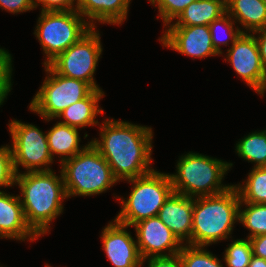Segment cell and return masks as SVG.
<instances>
[{
    "mask_svg": "<svg viewBox=\"0 0 266 267\" xmlns=\"http://www.w3.org/2000/svg\"><path fill=\"white\" fill-rule=\"evenodd\" d=\"M152 139L151 127L107 119L100 125V140L94 138L90 142L106 159L114 177L120 181L143 176L154 170L151 168Z\"/></svg>",
    "mask_w": 266,
    "mask_h": 267,
    "instance_id": "1",
    "label": "cell"
},
{
    "mask_svg": "<svg viewBox=\"0 0 266 267\" xmlns=\"http://www.w3.org/2000/svg\"><path fill=\"white\" fill-rule=\"evenodd\" d=\"M15 185L27 224L38 235L49 233L51 222L63 213L62 202L67 199L62 172L53 170L25 172L16 175Z\"/></svg>",
    "mask_w": 266,
    "mask_h": 267,
    "instance_id": "2",
    "label": "cell"
},
{
    "mask_svg": "<svg viewBox=\"0 0 266 267\" xmlns=\"http://www.w3.org/2000/svg\"><path fill=\"white\" fill-rule=\"evenodd\" d=\"M240 196L233 185L226 191L194 198L191 239L193 246H210L228 239L239 221Z\"/></svg>",
    "mask_w": 266,
    "mask_h": 267,
    "instance_id": "3",
    "label": "cell"
},
{
    "mask_svg": "<svg viewBox=\"0 0 266 267\" xmlns=\"http://www.w3.org/2000/svg\"><path fill=\"white\" fill-rule=\"evenodd\" d=\"M232 163L199 153L189 152L177 162V172L169 174L173 191L190 198L222 193L233 185H223L222 179Z\"/></svg>",
    "mask_w": 266,
    "mask_h": 267,
    "instance_id": "4",
    "label": "cell"
},
{
    "mask_svg": "<svg viewBox=\"0 0 266 267\" xmlns=\"http://www.w3.org/2000/svg\"><path fill=\"white\" fill-rule=\"evenodd\" d=\"M60 164L67 198L97 195L119 182L106 159L91 142L74 157Z\"/></svg>",
    "mask_w": 266,
    "mask_h": 267,
    "instance_id": "5",
    "label": "cell"
},
{
    "mask_svg": "<svg viewBox=\"0 0 266 267\" xmlns=\"http://www.w3.org/2000/svg\"><path fill=\"white\" fill-rule=\"evenodd\" d=\"M125 181L132 184V189L129 197L125 198L127 200L118 197L122 209L115 220L128 227L143 219L158 216L165 200L173 192L169 173H161L155 169Z\"/></svg>",
    "mask_w": 266,
    "mask_h": 267,
    "instance_id": "6",
    "label": "cell"
},
{
    "mask_svg": "<svg viewBox=\"0 0 266 267\" xmlns=\"http://www.w3.org/2000/svg\"><path fill=\"white\" fill-rule=\"evenodd\" d=\"M37 23L34 34L46 54L44 66L49 65L93 28L77 10L44 11Z\"/></svg>",
    "mask_w": 266,
    "mask_h": 267,
    "instance_id": "7",
    "label": "cell"
},
{
    "mask_svg": "<svg viewBox=\"0 0 266 267\" xmlns=\"http://www.w3.org/2000/svg\"><path fill=\"white\" fill-rule=\"evenodd\" d=\"M45 77L39 91L33 97L29 110L50 121L68 106L87 97L94 88L81 80L57 74L49 65H45Z\"/></svg>",
    "mask_w": 266,
    "mask_h": 267,
    "instance_id": "8",
    "label": "cell"
},
{
    "mask_svg": "<svg viewBox=\"0 0 266 267\" xmlns=\"http://www.w3.org/2000/svg\"><path fill=\"white\" fill-rule=\"evenodd\" d=\"M8 126L16 174H20V165L27 170L26 172L52 170L49 166L54 160L49 151L46 133L32 123L27 124L19 120H11Z\"/></svg>",
    "mask_w": 266,
    "mask_h": 267,
    "instance_id": "9",
    "label": "cell"
},
{
    "mask_svg": "<svg viewBox=\"0 0 266 267\" xmlns=\"http://www.w3.org/2000/svg\"><path fill=\"white\" fill-rule=\"evenodd\" d=\"M93 27L78 42L55 58L49 66L59 75L89 83L100 89L94 79L97 63L102 54L99 31Z\"/></svg>",
    "mask_w": 266,
    "mask_h": 267,
    "instance_id": "10",
    "label": "cell"
},
{
    "mask_svg": "<svg viewBox=\"0 0 266 267\" xmlns=\"http://www.w3.org/2000/svg\"><path fill=\"white\" fill-rule=\"evenodd\" d=\"M226 57L227 59L224 60L232 65L242 80L260 96H264L266 91V68L261 61L255 37L250 33H242L231 44Z\"/></svg>",
    "mask_w": 266,
    "mask_h": 267,
    "instance_id": "11",
    "label": "cell"
},
{
    "mask_svg": "<svg viewBox=\"0 0 266 267\" xmlns=\"http://www.w3.org/2000/svg\"><path fill=\"white\" fill-rule=\"evenodd\" d=\"M133 226L142 260L151 257L171 256L181 251L183 244L158 216L143 219Z\"/></svg>",
    "mask_w": 266,
    "mask_h": 267,
    "instance_id": "12",
    "label": "cell"
},
{
    "mask_svg": "<svg viewBox=\"0 0 266 267\" xmlns=\"http://www.w3.org/2000/svg\"><path fill=\"white\" fill-rule=\"evenodd\" d=\"M160 39L164 47L195 58L219 55L213 48L207 25L168 26Z\"/></svg>",
    "mask_w": 266,
    "mask_h": 267,
    "instance_id": "13",
    "label": "cell"
},
{
    "mask_svg": "<svg viewBox=\"0 0 266 267\" xmlns=\"http://www.w3.org/2000/svg\"><path fill=\"white\" fill-rule=\"evenodd\" d=\"M128 226L115 219L102 230L103 250L114 267H141L137 241L127 231Z\"/></svg>",
    "mask_w": 266,
    "mask_h": 267,
    "instance_id": "14",
    "label": "cell"
},
{
    "mask_svg": "<svg viewBox=\"0 0 266 267\" xmlns=\"http://www.w3.org/2000/svg\"><path fill=\"white\" fill-rule=\"evenodd\" d=\"M193 205L194 198L173 191L158 213L160 220L182 244L191 239Z\"/></svg>",
    "mask_w": 266,
    "mask_h": 267,
    "instance_id": "15",
    "label": "cell"
},
{
    "mask_svg": "<svg viewBox=\"0 0 266 267\" xmlns=\"http://www.w3.org/2000/svg\"><path fill=\"white\" fill-rule=\"evenodd\" d=\"M38 237L26 222L19 195L0 190V238L33 242Z\"/></svg>",
    "mask_w": 266,
    "mask_h": 267,
    "instance_id": "16",
    "label": "cell"
},
{
    "mask_svg": "<svg viewBox=\"0 0 266 267\" xmlns=\"http://www.w3.org/2000/svg\"><path fill=\"white\" fill-rule=\"evenodd\" d=\"M130 1L131 0H77L76 10L83 17L88 18V23L92 27H96L95 23L97 21L102 24L120 25L127 19Z\"/></svg>",
    "mask_w": 266,
    "mask_h": 267,
    "instance_id": "17",
    "label": "cell"
},
{
    "mask_svg": "<svg viewBox=\"0 0 266 267\" xmlns=\"http://www.w3.org/2000/svg\"><path fill=\"white\" fill-rule=\"evenodd\" d=\"M104 95L102 89H94L87 97L60 112L56 118H64L59 122L78 129L99 125L100 123L95 118L97 114H103L104 110L99 108L98 102Z\"/></svg>",
    "mask_w": 266,
    "mask_h": 267,
    "instance_id": "18",
    "label": "cell"
},
{
    "mask_svg": "<svg viewBox=\"0 0 266 267\" xmlns=\"http://www.w3.org/2000/svg\"><path fill=\"white\" fill-rule=\"evenodd\" d=\"M226 12L246 29L245 33L266 27V4L262 0H226Z\"/></svg>",
    "mask_w": 266,
    "mask_h": 267,
    "instance_id": "19",
    "label": "cell"
},
{
    "mask_svg": "<svg viewBox=\"0 0 266 267\" xmlns=\"http://www.w3.org/2000/svg\"><path fill=\"white\" fill-rule=\"evenodd\" d=\"M226 13V0H196L167 26H209L215 19Z\"/></svg>",
    "mask_w": 266,
    "mask_h": 267,
    "instance_id": "20",
    "label": "cell"
},
{
    "mask_svg": "<svg viewBox=\"0 0 266 267\" xmlns=\"http://www.w3.org/2000/svg\"><path fill=\"white\" fill-rule=\"evenodd\" d=\"M78 128L57 122L46 133L49 151L54 159L57 154L60 156V163L74 157L82 151L88 144L80 147V137Z\"/></svg>",
    "mask_w": 266,
    "mask_h": 267,
    "instance_id": "21",
    "label": "cell"
},
{
    "mask_svg": "<svg viewBox=\"0 0 266 267\" xmlns=\"http://www.w3.org/2000/svg\"><path fill=\"white\" fill-rule=\"evenodd\" d=\"M239 157L254 162V168L266 167V130L244 136L235 146Z\"/></svg>",
    "mask_w": 266,
    "mask_h": 267,
    "instance_id": "22",
    "label": "cell"
},
{
    "mask_svg": "<svg viewBox=\"0 0 266 267\" xmlns=\"http://www.w3.org/2000/svg\"><path fill=\"white\" fill-rule=\"evenodd\" d=\"M244 183L234 185L240 203L266 204V167H253Z\"/></svg>",
    "mask_w": 266,
    "mask_h": 267,
    "instance_id": "23",
    "label": "cell"
},
{
    "mask_svg": "<svg viewBox=\"0 0 266 267\" xmlns=\"http://www.w3.org/2000/svg\"><path fill=\"white\" fill-rule=\"evenodd\" d=\"M242 205H246L243 210ZM238 222L250 231L249 239L266 234V204L240 203Z\"/></svg>",
    "mask_w": 266,
    "mask_h": 267,
    "instance_id": "24",
    "label": "cell"
},
{
    "mask_svg": "<svg viewBox=\"0 0 266 267\" xmlns=\"http://www.w3.org/2000/svg\"><path fill=\"white\" fill-rule=\"evenodd\" d=\"M179 256L182 267H224L221 260L204 246L183 244Z\"/></svg>",
    "mask_w": 266,
    "mask_h": 267,
    "instance_id": "25",
    "label": "cell"
},
{
    "mask_svg": "<svg viewBox=\"0 0 266 267\" xmlns=\"http://www.w3.org/2000/svg\"><path fill=\"white\" fill-rule=\"evenodd\" d=\"M234 23L236 22L226 12L218 19H215L208 26L210 30L213 48L219 55H222L223 53L221 50V45L228 46L229 41L233 44L242 33H245V30L238 28V26L237 28H234L233 27ZM219 27L220 28L223 27V29H225V32L227 31L226 32V35L228 36V38L226 37L227 39L226 38L222 39V37H218L216 32Z\"/></svg>",
    "mask_w": 266,
    "mask_h": 267,
    "instance_id": "26",
    "label": "cell"
},
{
    "mask_svg": "<svg viewBox=\"0 0 266 267\" xmlns=\"http://www.w3.org/2000/svg\"><path fill=\"white\" fill-rule=\"evenodd\" d=\"M252 256L250 239H236L225 249L223 261L227 267H249Z\"/></svg>",
    "mask_w": 266,
    "mask_h": 267,
    "instance_id": "27",
    "label": "cell"
},
{
    "mask_svg": "<svg viewBox=\"0 0 266 267\" xmlns=\"http://www.w3.org/2000/svg\"><path fill=\"white\" fill-rule=\"evenodd\" d=\"M194 1L196 0H149L153 6L157 5L159 11L157 20L161 17L164 27L173 22Z\"/></svg>",
    "mask_w": 266,
    "mask_h": 267,
    "instance_id": "28",
    "label": "cell"
},
{
    "mask_svg": "<svg viewBox=\"0 0 266 267\" xmlns=\"http://www.w3.org/2000/svg\"><path fill=\"white\" fill-rule=\"evenodd\" d=\"M16 171L10 145L0 147V187H12L16 181Z\"/></svg>",
    "mask_w": 266,
    "mask_h": 267,
    "instance_id": "29",
    "label": "cell"
},
{
    "mask_svg": "<svg viewBox=\"0 0 266 267\" xmlns=\"http://www.w3.org/2000/svg\"><path fill=\"white\" fill-rule=\"evenodd\" d=\"M12 56L4 48H0V106L7 99L8 93L12 90Z\"/></svg>",
    "mask_w": 266,
    "mask_h": 267,
    "instance_id": "30",
    "label": "cell"
},
{
    "mask_svg": "<svg viewBox=\"0 0 266 267\" xmlns=\"http://www.w3.org/2000/svg\"><path fill=\"white\" fill-rule=\"evenodd\" d=\"M40 4H42L41 12L71 11L76 10L77 0H36V8L38 7V5L40 6Z\"/></svg>",
    "mask_w": 266,
    "mask_h": 267,
    "instance_id": "31",
    "label": "cell"
},
{
    "mask_svg": "<svg viewBox=\"0 0 266 267\" xmlns=\"http://www.w3.org/2000/svg\"><path fill=\"white\" fill-rule=\"evenodd\" d=\"M0 8L17 14L31 11L36 8V0H0Z\"/></svg>",
    "mask_w": 266,
    "mask_h": 267,
    "instance_id": "32",
    "label": "cell"
},
{
    "mask_svg": "<svg viewBox=\"0 0 266 267\" xmlns=\"http://www.w3.org/2000/svg\"><path fill=\"white\" fill-rule=\"evenodd\" d=\"M147 260L148 267H182L179 253L171 256L151 257L142 260V264Z\"/></svg>",
    "mask_w": 266,
    "mask_h": 267,
    "instance_id": "33",
    "label": "cell"
},
{
    "mask_svg": "<svg viewBox=\"0 0 266 267\" xmlns=\"http://www.w3.org/2000/svg\"><path fill=\"white\" fill-rule=\"evenodd\" d=\"M253 255L266 259V234L250 238Z\"/></svg>",
    "mask_w": 266,
    "mask_h": 267,
    "instance_id": "34",
    "label": "cell"
},
{
    "mask_svg": "<svg viewBox=\"0 0 266 267\" xmlns=\"http://www.w3.org/2000/svg\"><path fill=\"white\" fill-rule=\"evenodd\" d=\"M258 33V35H256ZM257 42L261 61L266 68V27L251 33ZM256 36H255V35Z\"/></svg>",
    "mask_w": 266,
    "mask_h": 267,
    "instance_id": "35",
    "label": "cell"
},
{
    "mask_svg": "<svg viewBox=\"0 0 266 267\" xmlns=\"http://www.w3.org/2000/svg\"><path fill=\"white\" fill-rule=\"evenodd\" d=\"M249 267H266V259L252 256Z\"/></svg>",
    "mask_w": 266,
    "mask_h": 267,
    "instance_id": "36",
    "label": "cell"
}]
</instances>
